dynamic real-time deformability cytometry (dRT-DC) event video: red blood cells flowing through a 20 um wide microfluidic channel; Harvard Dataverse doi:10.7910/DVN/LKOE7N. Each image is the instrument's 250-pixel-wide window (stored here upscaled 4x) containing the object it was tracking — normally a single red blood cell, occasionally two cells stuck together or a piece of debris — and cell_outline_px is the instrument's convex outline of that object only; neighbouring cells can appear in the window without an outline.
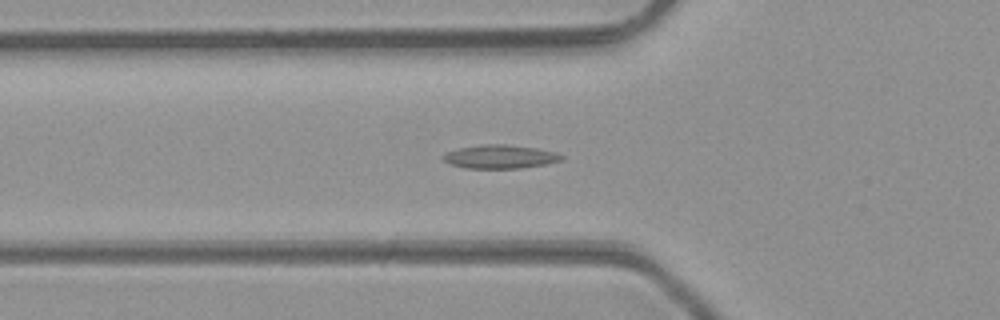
{"species": "common noctule bat (a hibernating species)", "species_latin": "Nyctalus noctula", "temperature_condition": "room temperature", "stored_images_in_passage": 44, "camera_frame_rate_fps": 3000, "um_per_image_px": 0.085, "animal": {"sex": "male", "body_mass_g": 23.1, "forearm_length_mm": 52.7}, "frame": {"image": 1, "passage_image": 18, "time_ms": 5.667, "image_size_px": [1000, 320], "cell_outline_px": [[564, 160], [544, 164], [520, 168], [468, 168], [452, 164], [444, 160], [440, 156], [444, 152], [456, 148], [480, 144], [508, 144], [536, 148], [556, 152], [564, 156]], "centroid_in_image_um": [42.48, 13.3], "position_along_channel_um": 83.3, "area_um2": 16.42}}
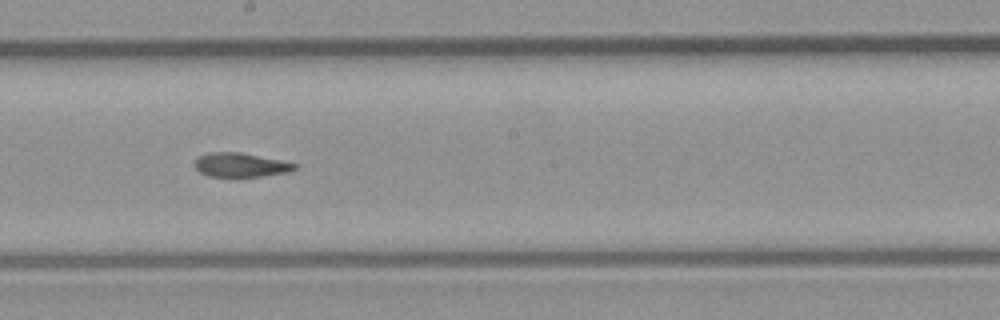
{"frame": {"image": 2, "passage_image": 28, "time_ms": 9.0, "image_size_px": [1000, 320], "cell_outline_px": [[300, 164], [296, 168], [288, 172], [260, 176], [208, 176], [200, 172], [192, 164], [196, 156], [208, 152], [240, 152]], "centroid_in_image_um": [20.4, 14.0], "position_along_channel_um": 227.8, "area_um2": 14.1}}
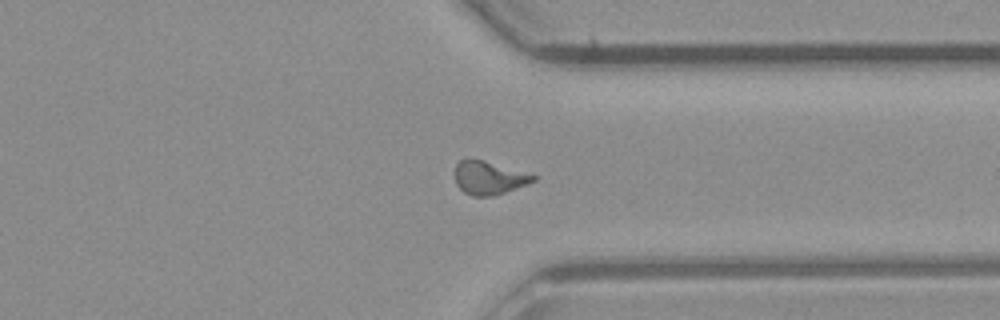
{"frame": {"image": 3, "passage_image": 38, "time_ms": 12.333, "image_size_px": [1000, 320], "cell_outline_px": [[536, 180], [528, 184], [492, 196], [472, 196], [464, 192], [456, 184], [456, 164], [460, 160], [468, 156], [484, 160], [536, 176]], "centroid_in_image_um": [41.52, 15.09], "position_along_channel_um": 369.9, "area_um2": 15.14}, "authors_computed_cell_mechanics": {"area_um2": 15.2592, "velocity_mm_per_s": 4.2922, "shape_relaxation_time_tau1_ms": null, "shape_relaxation_time_tau2_ms": 1.7387, "deformation_change_tau1": null, "deformation_change_tau2": 0.0878}}